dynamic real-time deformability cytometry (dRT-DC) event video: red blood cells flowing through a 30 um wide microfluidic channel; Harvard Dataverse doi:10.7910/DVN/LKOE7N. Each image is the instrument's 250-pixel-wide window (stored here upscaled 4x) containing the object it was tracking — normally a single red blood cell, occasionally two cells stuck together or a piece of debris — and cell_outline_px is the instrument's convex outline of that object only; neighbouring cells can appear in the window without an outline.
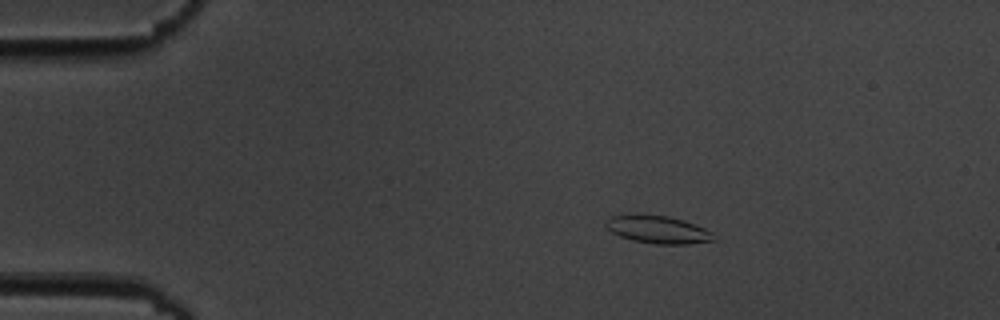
{"species": "common noctule bat (a hibernating species)", "species_latin": "Nyctalus noctula", "temperature_condition": "cold", "stored_images_in_passage": 5, "camera_frame_rate_fps": 3000, "um_per_image_px": 0.085, "animal": {"sex": "male", "body_mass_g": 19.5, "forearm_length_mm": 54.6}, "frame": {"image": 1, "passage_image": 3, "time_ms": 2.0, "image_size_px": [1000, 320], "cell_outline_px": [[720, 240], [688, 244], [656, 244], [632, 240], [620, 236], [612, 232], [604, 224], [612, 216], [668, 216], [684, 220], [704, 228], [712, 232]], "centroid_in_image_um": [56.03, 19.55], "position_along_channel_um": 29.0, "area_um2": 17.05}}